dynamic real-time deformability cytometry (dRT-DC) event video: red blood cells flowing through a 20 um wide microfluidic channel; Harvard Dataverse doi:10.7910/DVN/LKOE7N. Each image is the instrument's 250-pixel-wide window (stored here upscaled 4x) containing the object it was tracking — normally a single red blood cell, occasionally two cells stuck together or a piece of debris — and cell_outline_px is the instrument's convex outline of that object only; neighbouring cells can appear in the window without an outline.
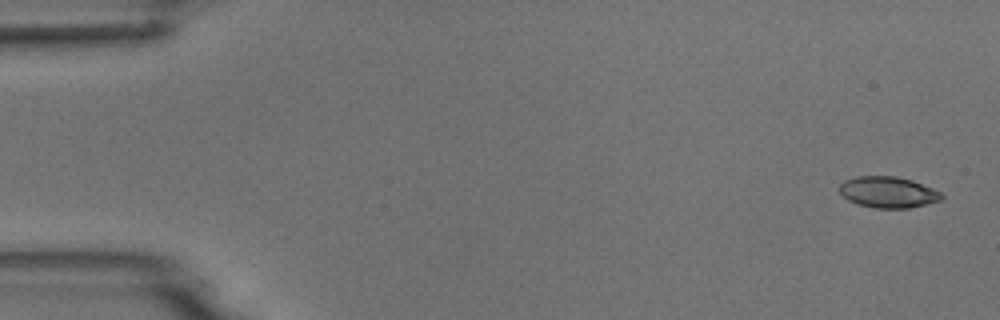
{"species": "common noctule bat (a hibernating species)", "species_latin": "Nyctalus noctula", "temperature_condition": "room temperature", "stored_images_in_passage": 5, "camera_frame_rate_fps": 3000, "um_per_image_px": 0.085, "animal": {"sex": "male", "body_mass_g": 18.8}, "frame": {"image": 1, "passage_image": 1, "time_ms": 0.0, "image_size_px": [1000, 320], "cell_outline_px": [[944, 196], [940, 200], [928, 204], [908, 208], [876, 208], [856, 204], [848, 200], [840, 192], [840, 184], [844, 180], [856, 176], [896, 176], [912, 180], [932, 188], [940, 192]], "centroid_in_image_um": [75.48, 16.33], "position_along_channel_um": 9.5, "area_um2": 18.55}}
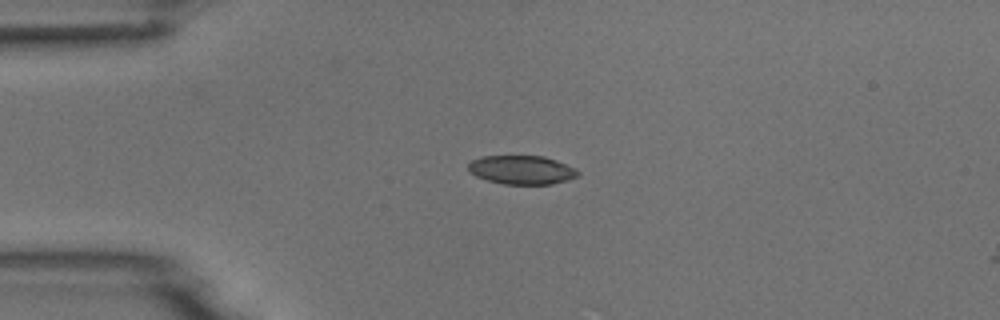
{"frame": {"image": 2, "passage_image": 4, "time_ms": 3.667, "image_size_px": [1000, 320], "cell_outline_px": [[580, 172], [576, 176], [568, 180], [552, 184], [504, 184], [488, 180], [476, 176], [468, 172], [468, 164], [472, 160], [484, 156], [544, 156], [556, 160]], "centroid_in_image_um": [44.31, 14.44], "position_along_channel_um": 40.7, "area_um2": 18.21}}